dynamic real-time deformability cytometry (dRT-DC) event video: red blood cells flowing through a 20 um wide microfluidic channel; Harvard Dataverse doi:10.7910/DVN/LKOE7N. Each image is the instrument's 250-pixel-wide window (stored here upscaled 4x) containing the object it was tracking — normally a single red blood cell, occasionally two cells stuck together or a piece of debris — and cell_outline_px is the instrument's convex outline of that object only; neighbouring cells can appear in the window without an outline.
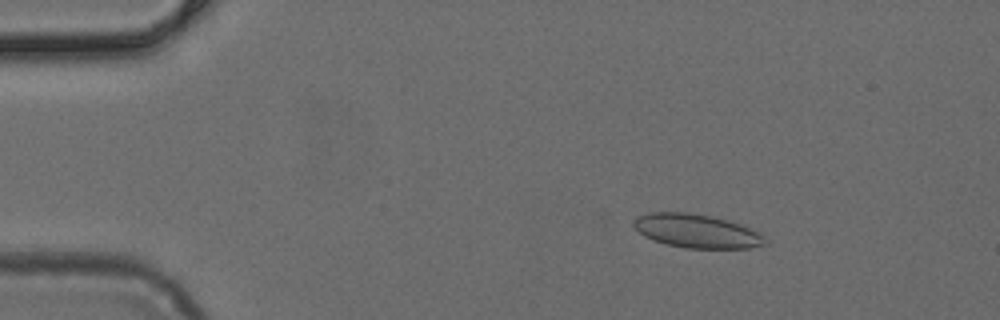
{"species": "common noctule bat (a hibernating species)", "species_latin": "Nyctalus noctula", "temperature_condition": "cold", "stored_images_in_passage": 49, "camera_frame_rate_fps": 3000, "um_per_image_px": 0.085, "animal": {"sex": "female", "body_mass_g": 24.6, "forearm_length_mm": 56.2}, "frame": {"image": 1, "passage_image": 7, "time_ms": 2.0, "image_size_px": [1000, 320], "cell_outline_px": [[764, 244], [748, 248], [684, 248], [652, 240], [644, 236], [632, 224], [632, 220], [636, 216], [652, 212], [688, 212], [728, 220], [744, 224], [764, 232]], "centroid_in_image_um": [59.24, 19.62], "position_along_channel_um": 25.8, "area_um2": 26.01}}
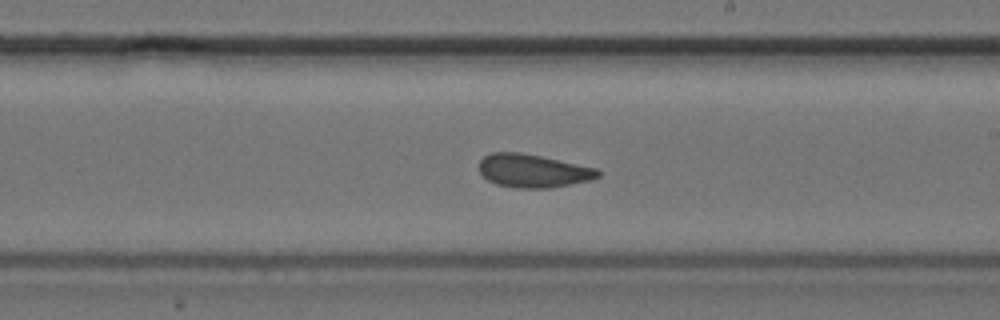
{"frame": {"image": 2, "passage_image": 28, "time_ms": 9.0, "image_size_px": [1000, 320], "cell_outline_px": [[600, 176], [592, 180], [552, 188], [512, 188], [496, 184], [488, 180], [480, 172], [480, 160], [488, 152], [520, 152], [540, 156], [596, 168], [600, 172]], "centroid_in_image_um": [45.3, 14.53], "position_along_channel_um": 243.7, "area_um2": 23.12}}
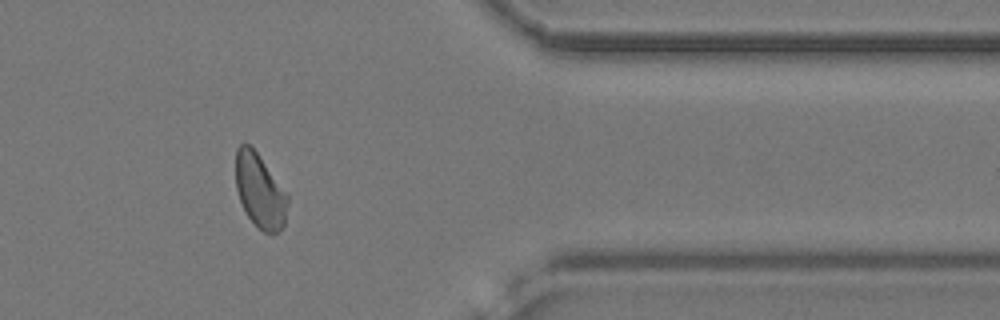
{"frame": {"image": 3, "passage_image": 40, "time_ms": 13.0, "image_size_px": [1000, 320], "cell_outline_px": [[288, 204], [284, 224], [280, 232], [264, 232], [248, 216], [240, 200], [236, 188], [236, 148], [240, 144], [248, 144], [256, 152], [288, 196]], "centroid_in_image_um": [22.08, 16.23], "position_along_channel_um": 389.3, "area_um2": 21.79}}